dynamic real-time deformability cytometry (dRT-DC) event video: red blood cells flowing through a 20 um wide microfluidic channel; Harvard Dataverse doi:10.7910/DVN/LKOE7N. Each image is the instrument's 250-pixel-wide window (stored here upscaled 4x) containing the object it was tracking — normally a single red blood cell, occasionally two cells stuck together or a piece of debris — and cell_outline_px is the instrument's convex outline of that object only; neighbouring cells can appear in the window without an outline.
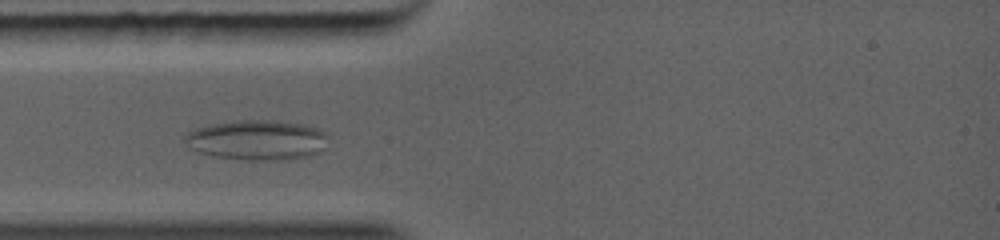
{"species": "common noctule bat (a hibernating species)", "species_latin": "Nyctalus noctula", "temperature_condition": "warm", "stored_images_in_passage": 7, "camera_frame_rate_fps": 5000, "um_per_image_px": 0.085, "animal": {"sex": "female", "body_mass_g": 19.0, "forearm_length_mm": 56.7}, "frame": {"image": 1, "passage_image": 4, "time_ms": 2.8, "image_size_px": [1000, 240], "cell_outline_px": [[328, 148], [320, 152], [308, 156], [288, 160], [248, 160], [216, 156], [200, 152], [192, 148], [184, 140], [184, 136], [188, 132], [196, 128], [212, 124], [240, 120], [272, 120], [300, 124], [320, 128], [328, 136]], "centroid_in_image_um": [21.94, 11.91], "position_along_channel_um": 63.1, "area_um2": 33.52}}
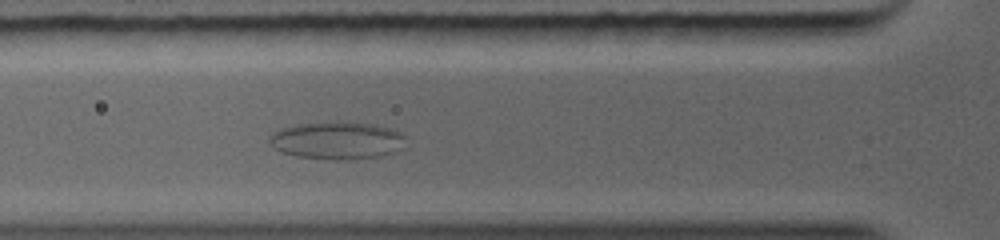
{"frame": {"image": 2, "passage_image": 5, "time_ms": 3.6, "image_size_px": [1000, 240], "cell_outline_px": [[408, 136], [404, 148], [380, 156], [348, 160], [336, 160], [296, 156], [280, 152], [272, 148], [268, 140], [272, 132], [280, 128], [300, 124], [372, 124], [388, 128], [400, 132]], "centroid_in_image_um": [28.65, 11.98], "position_along_channel_um": 97.1, "area_um2": 29.42}}
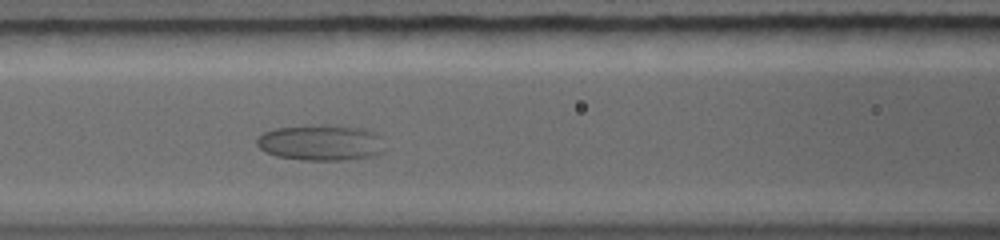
{"frame": {"image": 3, "passage_image": 6, "time_ms": 4.6, "image_size_px": [1000, 240], "cell_outline_px": [[384, 152], [372, 156], [344, 160], [300, 160], [276, 156], [264, 152], [256, 144], [256, 140], [264, 132], [276, 128], [356, 128], [376, 132], [384, 136]], "centroid_in_image_um": [27.31, 12.19], "position_along_channel_um": 139.3, "area_um2": 25.84}}